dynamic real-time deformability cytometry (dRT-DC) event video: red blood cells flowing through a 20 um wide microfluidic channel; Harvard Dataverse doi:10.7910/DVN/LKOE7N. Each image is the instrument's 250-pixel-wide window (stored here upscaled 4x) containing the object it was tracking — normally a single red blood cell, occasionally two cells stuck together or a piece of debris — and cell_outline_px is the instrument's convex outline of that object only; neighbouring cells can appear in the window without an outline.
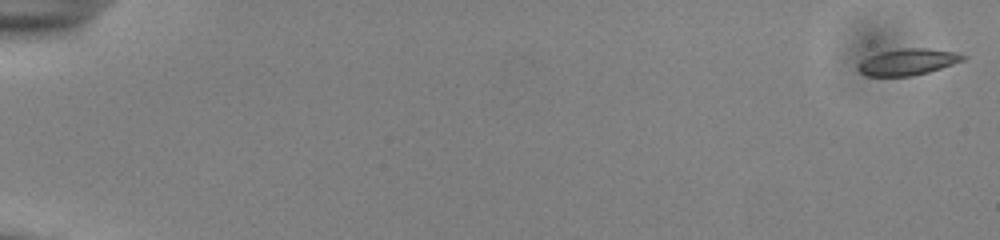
{"species": "common noctule bat (a hibernating species)", "species_latin": "Nyctalus noctula", "temperature_condition": "cold", "stored_images_in_passage": 54, "camera_frame_rate_fps": 3000, "um_per_image_px": 0.085, "animal": {"sex": "male", "body_mass_g": 13.0, "forearm_length_mm": 53.1}, "frame": {"image": 1, "passage_image": 1, "time_ms": 0.0, "image_size_px": [1000, 240], "cell_outline_px": [[968, 56], [964, 60], [928, 72], [912, 76], [868, 76], [860, 72], [856, 68], [864, 60], [880, 52], [904, 48], [928, 48], [956, 52]], "centroid_in_image_um": [77.21, 5.26], "position_along_channel_um": 7.8, "area_um2": 15.9}}
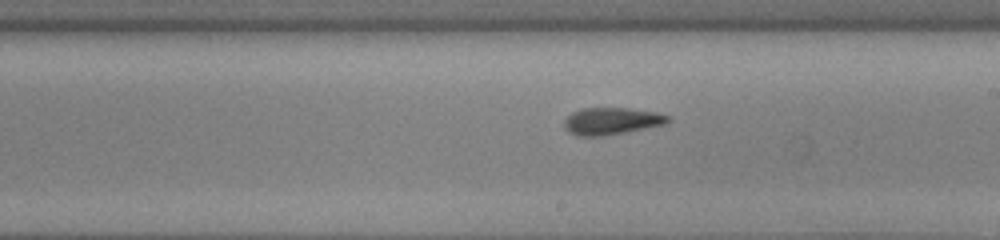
{"frame": {"image": 2, "passage_image": 33, "time_ms": 10.667, "image_size_px": [1000, 240], "cell_outline_px": [[672, 120], [664, 124], [624, 132], [600, 136], [576, 136], [568, 132], [564, 128], [564, 120], [572, 112], [580, 108], [628, 108], [656, 112], [668, 116]], "centroid_in_image_um": [51.93, 10.28], "position_along_channel_um": 237.1, "area_um2": 16.3}}
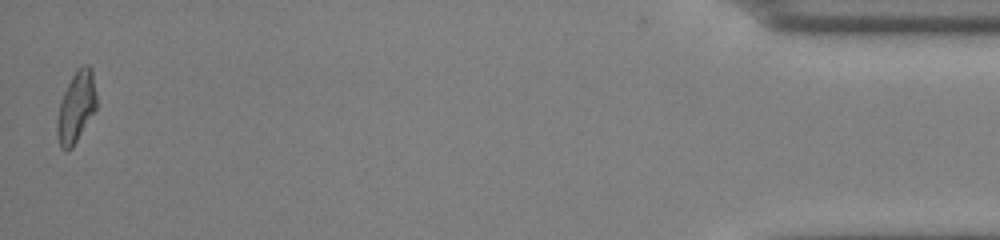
{"frame": {"image": 3, "passage_image": 54, "time_ms": 17.667, "image_size_px": [1000, 240], "cell_outline_px": [[96, 108], [72, 148], [60, 148], [56, 136], [56, 124], [60, 100], [72, 76], [84, 64], [88, 64], [92, 68], [96, 92]], "centroid_in_image_um": [6.46, 9.09], "position_along_channel_um": 428.7, "area_um2": 16.13}, "authors_computed_cell_mechanics": {"area_um2": 16.2418, "velocity_mm_per_s": 3.899, "shape_relaxation_time_tau1_ms": 4.1877, "shape_relaxation_time_tau2_ms": 2.1165, "deformation_change_tau1": 0.1668, "deformation_change_tau2": 0.1113}}